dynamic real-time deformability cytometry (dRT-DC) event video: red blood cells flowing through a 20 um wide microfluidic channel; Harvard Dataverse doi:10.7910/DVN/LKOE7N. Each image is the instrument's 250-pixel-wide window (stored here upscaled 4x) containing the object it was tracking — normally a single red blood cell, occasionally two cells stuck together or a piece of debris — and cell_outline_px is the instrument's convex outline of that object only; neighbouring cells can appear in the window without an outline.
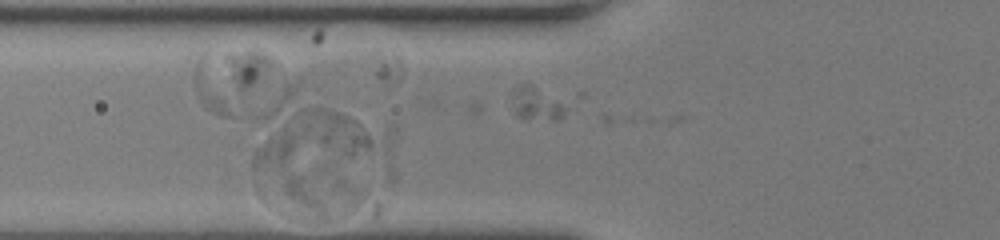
{"species": "human", "species_latin": "Homo sapiens", "temperature_condition": "room temperature", "stored_images_in_passage": 7, "camera_frame_rate_fps": 3000, "um_per_image_px": 0.085, "donor": {"sex": "female"}, "frame": {"image": 1, "passage_image": 6, "time_ms": 1.667, "image_size_px": [1000, 240], "cell_outline_px": [[380, 212], [376, 216], [304, 216], [284, 192], [284, 180], [288, 172], [324, 168], [328, 168], [376, 200], [380, 204]], "centroid_in_image_um": [27.85, 16.56], "position_along_channel_um": 97.9, "area_um2": 24.22}}